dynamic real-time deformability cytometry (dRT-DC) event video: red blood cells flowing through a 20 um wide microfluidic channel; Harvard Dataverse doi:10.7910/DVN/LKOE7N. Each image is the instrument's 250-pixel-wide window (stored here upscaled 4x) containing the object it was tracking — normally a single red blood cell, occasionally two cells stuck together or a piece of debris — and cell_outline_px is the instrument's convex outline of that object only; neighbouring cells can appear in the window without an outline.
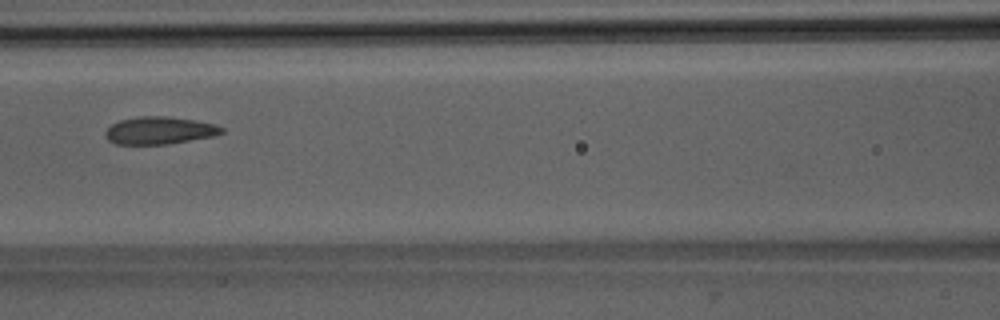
{"species": "Egyptian fruit bat (a non-hibernating species)", "species_latin": "Rousettus aegyptiacus", "temperature_condition": "room temperature", "stored_images_in_passage": 4, "camera_frame_rate_fps": 3000, "um_per_image_px": 0.085, "animal": {"sex": "male"}, "frame": {"image": 1, "passage_image": 4, "time_ms": 3.667, "image_size_px": [1000, 320], "cell_outline_px": [[224, 132], [216, 136], [168, 144], [116, 144], [108, 140], [104, 136], [104, 132], [112, 124], [120, 120], [140, 116], [168, 116], [216, 124], [224, 128]], "centroid_in_image_um": [13.57, 11.09], "position_along_channel_um": 153.0, "area_um2": 18.73}}